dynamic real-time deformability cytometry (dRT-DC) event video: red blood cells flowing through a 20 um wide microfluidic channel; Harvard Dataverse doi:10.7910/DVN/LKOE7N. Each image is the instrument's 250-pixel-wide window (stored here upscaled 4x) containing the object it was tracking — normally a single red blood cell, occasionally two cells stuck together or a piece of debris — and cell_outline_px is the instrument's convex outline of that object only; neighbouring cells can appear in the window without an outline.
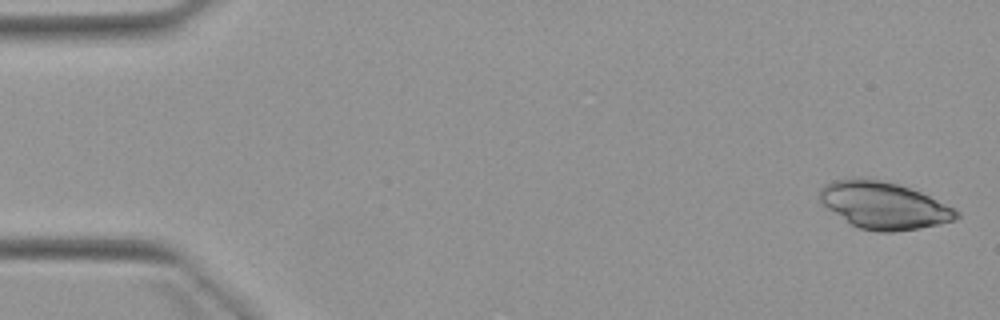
{"species": "Egyptian fruit bat (a non-hibernating species)", "species_latin": "Rousettus aegyptiacus", "temperature_condition": "warm", "stored_images_in_passage": 3, "camera_frame_rate_fps": 3000, "um_per_image_px": 0.085, "animal": {"sex": "female"}, "frame": {"image": 1, "passage_image": 1, "time_ms": 0.0, "image_size_px": [1000, 320], "cell_outline_px": [[960, 216], [956, 220], [940, 224], [920, 228], [892, 232], [880, 232], [860, 228], [852, 224], [828, 208], [820, 200], [820, 188], [824, 184], [832, 180], [860, 176], [880, 180], [896, 184], [920, 192], [960, 212]], "centroid_in_image_um": [75.11, 17.44], "position_along_channel_um": 9.9, "area_um2": 37.17}}